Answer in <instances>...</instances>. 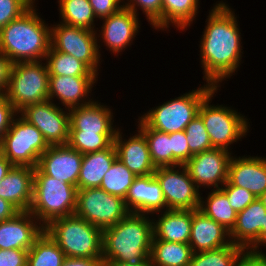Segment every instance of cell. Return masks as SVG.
<instances>
[{
	"instance_id": "6",
	"label": "cell",
	"mask_w": 266,
	"mask_h": 266,
	"mask_svg": "<svg viewBox=\"0 0 266 266\" xmlns=\"http://www.w3.org/2000/svg\"><path fill=\"white\" fill-rule=\"evenodd\" d=\"M215 89V86L207 83L203 87L149 110L139 120L147 127L163 133L185 131L186 126L198 116L203 100Z\"/></svg>"
},
{
	"instance_id": "9",
	"label": "cell",
	"mask_w": 266,
	"mask_h": 266,
	"mask_svg": "<svg viewBox=\"0 0 266 266\" xmlns=\"http://www.w3.org/2000/svg\"><path fill=\"white\" fill-rule=\"evenodd\" d=\"M217 90L218 88L203 100L198 115L204 122L212 147L228 151L229 145L246 135L249 126L245 116L235 110L222 105H209Z\"/></svg>"
},
{
	"instance_id": "22",
	"label": "cell",
	"mask_w": 266,
	"mask_h": 266,
	"mask_svg": "<svg viewBox=\"0 0 266 266\" xmlns=\"http://www.w3.org/2000/svg\"><path fill=\"white\" fill-rule=\"evenodd\" d=\"M96 78L97 76L49 75L48 99L51 101L56 96L68 110L90 104L93 101L87 99L86 102L83 98L91 93Z\"/></svg>"
},
{
	"instance_id": "48",
	"label": "cell",
	"mask_w": 266,
	"mask_h": 266,
	"mask_svg": "<svg viewBox=\"0 0 266 266\" xmlns=\"http://www.w3.org/2000/svg\"><path fill=\"white\" fill-rule=\"evenodd\" d=\"M61 266H104L103 259L65 257Z\"/></svg>"
},
{
	"instance_id": "25",
	"label": "cell",
	"mask_w": 266,
	"mask_h": 266,
	"mask_svg": "<svg viewBox=\"0 0 266 266\" xmlns=\"http://www.w3.org/2000/svg\"><path fill=\"white\" fill-rule=\"evenodd\" d=\"M35 168L13 166L0 182V198L9 201L19 211H29L33 195Z\"/></svg>"
},
{
	"instance_id": "13",
	"label": "cell",
	"mask_w": 266,
	"mask_h": 266,
	"mask_svg": "<svg viewBox=\"0 0 266 266\" xmlns=\"http://www.w3.org/2000/svg\"><path fill=\"white\" fill-rule=\"evenodd\" d=\"M18 113L43 134L49 145H68L70 114L49 99L26 105Z\"/></svg>"
},
{
	"instance_id": "53",
	"label": "cell",
	"mask_w": 266,
	"mask_h": 266,
	"mask_svg": "<svg viewBox=\"0 0 266 266\" xmlns=\"http://www.w3.org/2000/svg\"><path fill=\"white\" fill-rule=\"evenodd\" d=\"M258 199L260 200V202L263 204V206L265 207L266 209V191L261 194Z\"/></svg>"
},
{
	"instance_id": "27",
	"label": "cell",
	"mask_w": 266,
	"mask_h": 266,
	"mask_svg": "<svg viewBox=\"0 0 266 266\" xmlns=\"http://www.w3.org/2000/svg\"><path fill=\"white\" fill-rule=\"evenodd\" d=\"M116 158L117 151L114 143L105 150L83 154L77 189L100 187L104 175Z\"/></svg>"
},
{
	"instance_id": "12",
	"label": "cell",
	"mask_w": 266,
	"mask_h": 266,
	"mask_svg": "<svg viewBox=\"0 0 266 266\" xmlns=\"http://www.w3.org/2000/svg\"><path fill=\"white\" fill-rule=\"evenodd\" d=\"M178 167V170H176V166L156 167L154 172L162 189L166 210L199 209L201 197L199 189L195 186L186 167L184 165Z\"/></svg>"
},
{
	"instance_id": "19",
	"label": "cell",
	"mask_w": 266,
	"mask_h": 266,
	"mask_svg": "<svg viewBox=\"0 0 266 266\" xmlns=\"http://www.w3.org/2000/svg\"><path fill=\"white\" fill-rule=\"evenodd\" d=\"M124 200L127 209L134 213L153 214L166 209L160 183L154 174L136 176Z\"/></svg>"
},
{
	"instance_id": "35",
	"label": "cell",
	"mask_w": 266,
	"mask_h": 266,
	"mask_svg": "<svg viewBox=\"0 0 266 266\" xmlns=\"http://www.w3.org/2000/svg\"><path fill=\"white\" fill-rule=\"evenodd\" d=\"M135 177L136 176L116 158L108 172L104 175L99 188L111 195L125 199L128 189L131 187Z\"/></svg>"
},
{
	"instance_id": "40",
	"label": "cell",
	"mask_w": 266,
	"mask_h": 266,
	"mask_svg": "<svg viewBox=\"0 0 266 266\" xmlns=\"http://www.w3.org/2000/svg\"><path fill=\"white\" fill-rule=\"evenodd\" d=\"M35 0H0V30L25 13Z\"/></svg>"
},
{
	"instance_id": "1",
	"label": "cell",
	"mask_w": 266,
	"mask_h": 266,
	"mask_svg": "<svg viewBox=\"0 0 266 266\" xmlns=\"http://www.w3.org/2000/svg\"><path fill=\"white\" fill-rule=\"evenodd\" d=\"M208 17L200 41L201 67L206 82L218 88V83L232 76L239 67L243 49L238 22L227 4H216Z\"/></svg>"
},
{
	"instance_id": "2",
	"label": "cell",
	"mask_w": 266,
	"mask_h": 266,
	"mask_svg": "<svg viewBox=\"0 0 266 266\" xmlns=\"http://www.w3.org/2000/svg\"><path fill=\"white\" fill-rule=\"evenodd\" d=\"M145 215L129 212L117 224L102 230L104 262L137 263L150 259L153 221Z\"/></svg>"
},
{
	"instance_id": "17",
	"label": "cell",
	"mask_w": 266,
	"mask_h": 266,
	"mask_svg": "<svg viewBox=\"0 0 266 266\" xmlns=\"http://www.w3.org/2000/svg\"><path fill=\"white\" fill-rule=\"evenodd\" d=\"M266 209L258 198L237 213V220L230 232L231 243L245 250L257 251L261 244V229L264 226Z\"/></svg>"
},
{
	"instance_id": "50",
	"label": "cell",
	"mask_w": 266,
	"mask_h": 266,
	"mask_svg": "<svg viewBox=\"0 0 266 266\" xmlns=\"http://www.w3.org/2000/svg\"><path fill=\"white\" fill-rule=\"evenodd\" d=\"M13 165L7 160V158L0 152V182L12 169Z\"/></svg>"
},
{
	"instance_id": "51",
	"label": "cell",
	"mask_w": 266,
	"mask_h": 266,
	"mask_svg": "<svg viewBox=\"0 0 266 266\" xmlns=\"http://www.w3.org/2000/svg\"><path fill=\"white\" fill-rule=\"evenodd\" d=\"M104 266H153L151 260L137 262V263H128V262H104Z\"/></svg>"
},
{
	"instance_id": "52",
	"label": "cell",
	"mask_w": 266,
	"mask_h": 266,
	"mask_svg": "<svg viewBox=\"0 0 266 266\" xmlns=\"http://www.w3.org/2000/svg\"><path fill=\"white\" fill-rule=\"evenodd\" d=\"M266 244V216L264 220V226L261 229V245Z\"/></svg>"
},
{
	"instance_id": "28",
	"label": "cell",
	"mask_w": 266,
	"mask_h": 266,
	"mask_svg": "<svg viewBox=\"0 0 266 266\" xmlns=\"http://www.w3.org/2000/svg\"><path fill=\"white\" fill-rule=\"evenodd\" d=\"M192 254L189 244L152 240L149 258L153 266H188Z\"/></svg>"
},
{
	"instance_id": "29",
	"label": "cell",
	"mask_w": 266,
	"mask_h": 266,
	"mask_svg": "<svg viewBox=\"0 0 266 266\" xmlns=\"http://www.w3.org/2000/svg\"><path fill=\"white\" fill-rule=\"evenodd\" d=\"M206 202L200 197L199 210L220 223L229 232L236 224L237 212L230 206L226 194L221 189H212Z\"/></svg>"
},
{
	"instance_id": "15",
	"label": "cell",
	"mask_w": 266,
	"mask_h": 266,
	"mask_svg": "<svg viewBox=\"0 0 266 266\" xmlns=\"http://www.w3.org/2000/svg\"><path fill=\"white\" fill-rule=\"evenodd\" d=\"M83 154L69 145H50L37 167L46 175L77 187Z\"/></svg>"
},
{
	"instance_id": "47",
	"label": "cell",
	"mask_w": 266,
	"mask_h": 266,
	"mask_svg": "<svg viewBox=\"0 0 266 266\" xmlns=\"http://www.w3.org/2000/svg\"><path fill=\"white\" fill-rule=\"evenodd\" d=\"M12 65V61L0 52V95L8 89Z\"/></svg>"
},
{
	"instance_id": "49",
	"label": "cell",
	"mask_w": 266,
	"mask_h": 266,
	"mask_svg": "<svg viewBox=\"0 0 266 266\" xmlns=\"http://www.w3.org/2000/svg\"><path fill=\"white\" fill-rule=\"evenodd\" d=\"M20 212L9 201L0 198V222L13 218Z\"/></svg>"
},
{
	"instance_id": "36",
	"label": "cell",
	"mask_w": 266,
	"mask_h": 266,
	"mask_svg": "<svg viewBox=\"0 0 266 266\" xmlns=\"http://www.w3.org/2000/svg\"><path fill=\"white\" fill-rule=\"evenodd\" d=\"M245 249L231 243L218 249L193 253L188 266H235Z\"/></svg>"
},
{
	"instance_id": "37",
	"label": "cell",
	"mask_w": 266,
	"mask_h": 266,
	"mask_svg": "<svg viewBox=\"0 0 266 266\" xmlns=\"http://www.w3.org/2000/svg\"><path fill=\"white\" fill-rule=\"evenodd\" d=\"M116 134L69 133L68 145L81 154L93 153L109 148Z\"/></svg>"
},
{
	"instance_id": "4",
	"label": "cell",
	"mask_w": 266,
	"mask_h": 266,
	"mask_svg": "<svg viewBox=\"0 0 266 266\" xmlns=\"http://www.w3.org/2000/svg\"><path fill=\"white\" fill-rule=\"evenodd\" d=\"M77 187L44 174L38 167L34 170L33 195L29 212L39 225L75 214ZM42 221V223H40Z\"/></svg>"
},
{
	"instance_id": "31",
	"label": "cell",
	"mask_w": 266,
	"mask_h": 266,
	"mask_svg": "<svg viewBox=\"0 0 266 266\" xmlns=\"http://www.w3.org/2000/svg\"><path fill=\"white\" fill-rule=\"evenodd\" d=\"M64 259V252L43 231L28 250L26 266H61Z\"/></svg>"
},
{
	"instance_id": "38",
	"label": "cell",
	"mask_w": 266,
	"mask_h": 266,
	"mask_svg": "<svg viewBox=\"0 0 266 266\" xmlns=\"http://www.w3.org/2000/svg\"><path fill=\"white\" fill-rule=\"evenodd\" d=\"M186 138L190 150V158L198 153L212 149L209 135L202 118L196 116L185 128Z\"/></svg>"
},
{
	"instance_id": "23",
	"label": "cell",
	"mask_w": 266,
	"mask_h": 266,
	"mask_svg": "<svg viewBox=\"0 0 266 266\" xmlns=\"http://www.w3.org/2000/svg\"><path fill=\"white\" fill-rule=\"evenodd\" d=\"M103 22L101 38L114 54L126 49L131 44L130 42L137 34L140 25L137 15L125 7L104 18Z\"/></svg>"
},
{
	"instance_id": "39",
	"label": "cell",
	"mask_w": 266,
	"mask_h": 266,
	"mask_svg": "<svg viewBox=\"0 0 266 266\" xmlns=\"http://www.w3.org/2000/svg\"><path fill=\"white\" fill-rule=\"evenodd\" d=\"M129 2L123 4V7L130 9L137 15L136 6H141L152 27L162 30V0H130Z\"/></svg>"
},
{
	"instance_id": "5",
	"label": "cell",
	"mask_w": 266,
	"mask_h": 266,
	"mask_svg": "<svg viewBox=\"0 0 266 266\" xmlns=\"http://www.w3.org/2000/svg\"><path fill=\"white\" fill-rule=\"evenodd\" d=\"M44 231L65 257L102 259V230L75 214L51 221Z\"/></svg>"
},
{
	"instance_id": "32",
	"label": "cell",
	"mask_w": 266,
	"mask_h": 266,
	"mask_svg": "<svg viewBox=\"0 0 266 266\" xmlns=\"http://www.w3.org/2000/svg\"><path fill=\"white\" fill-rule=\"evenodd\" d=\"M58 2L62 23L95 31L93 24L96 16L89 0H59Z\"/></svg>"
},
{
	"instance_id": "8",
	"label": "cell",
	"mask_w": 266,
	"mask_h": 266,
	"mask_svg": "<svg viewBox=\"0 0 266 266\" xmlns=\"http://www.w3.org/2000/svg\"><path fill=\"white\" fill-rule=\"evenodd\" d=\"M50 147L43 134L21 116L12 121L0 145V152L13 166L37 167Z\"/></svg>"
},
{
	"instance_id": "30",
	"label": "cell",
	"mask_w": 266,
	"mask_h": 266,
	"mask_svg": "<svg viewBox=\"0 0 266 266\" xmlns=\"http://www.w3.org/2000/svg\"><path fill=\"white\" fill-rule=\"evenodd\" d=\"M199 0H162V30L170 23L185 29L197 15Z\"/></svg>"
},
{
	"instance_id": "10",
	"label": "cell",
	"mask_w": 266,
	"mask_h": 266,
	"mask_svg": "<svg viewBox=\"0 0 266 266\" xmlns=\"http://www.w3.org/2000/svg\"><path fill=\"white\" fill-rule=\"evenodd\" d=\"M129 212L123 198L111 195L99 187L77 191L75 215L101 230L117 224Z\"/></svg>"
},
{
	"instance_id": "34",
	"label": "cell",
	"mask_w": 266,
	"mask_h": 266,
	"mask_svg": "<svg viewBox=\"0 0 266 266\" xmlns=\"http://www.w3.org/2000/svg\"><path fill=\"white\" fill-rule=\"evenodd\" d=\"M49 75L97 76L83 62L72 55L54 50L51 46L45 57Z\"/></svg>"
},
{
	"instance_id": "20",
	"label": "cell",
	"mask_w": 266,
	"mask_h": 266,
	"mask_svg": "<svg viewBox=\"0 0 266 266\" xmlns=\"http://www.w3.org/2000/svg\"><path fill=\"white\" fill-rule=\"evenodd\" d=\"M114 144L117 151V158L135 176L154 174L156 167L152 163L147 141L144 133L140 129L138 130V134L130 137L128 141H123L118 129Z\"/></svg>"
},
{
	"instance_id": "24",
	"label": "cell",
	"mask_w": 266,
	"mask_h": 266,
	"mask_svg": "<svg viewBox=\"0 0 266 266\" xmlns=\"http://www.w3.org/2000/svg\"><path fill=\"white\" fill-rule=\"evenodd\" d=\"M70 114L69 133L116 134L113 128L111 109L98 102L68 110Z\"/></svg>"
},
{
	"instance_id": "33",
	"label": "cell",
	"mask_w": 266,
	"mask_h": 266,
	"mask_svg": "<svg viewBox=\"0 0 266 266\" xmlns=\"http://www.w3.org/2000/svg\"><path fill=\"white\" fill-rule=\"evenodd\" d=\"M138 128L144 133L150 157L155 167L172 166V145L170 134L147 127L141 120Z\"/></svg>"
},
{
	"instance_id": "43",
	"label": "cell",
	"mask_w": 266,
	"mask_h": 266,
	"mask_svg": "<svg viewBox=\"0 0 266 266\" xmlns=\"http://www.w3.org/2000/svg\"><path fill=\"white\" fill-rule=\"evenodd\" d=\"M18 111L8 101L5 94L0 95V145L7 130L10 128L15 115Z\"/></svg>"
},
{
	"instance_id": "41",
	"label": "cell",
	"mask_w": 266,
	"mask_h": 266,
	"mask_svg": "<svg viewBox=\"0 0 266 266\" xmlns=\"http://www.w3.org/2000/svg\"><path fill=\"white\" fill-rule=\"evenodd\" d=\"M227 196L230 206L237 212L244 210L256 197L247 189L231 185L228 181L220 188Z\"/></svg>"
},
{
	"instance_id": "16",
	"label": "cell",
	"mask_w": 266,
	"mask_h": 266,
	"mask_svg": "<svg viewBox=\"0 0 266 266\" xmlns=\"http://www.w3.org/2000/svg\"><path fill=\"white\" fill-rule=\"evenodd\" d=\"M35 219L29 211H20L13 218L0 222V249L29 250L44 231Z\"/></svg>"
},
{
	"instance_id": "21",
	"label": "cell",
	"mask_w": 266,
	"mask_h": 266,
	"mask_svg": "<svg viewBox=\"0 0 266 266\" xmlns=\"http://www.w3.org/2000/svg\"><path fill=\"white\" fill-rule=\"evenodd\" d=\"M230 232L199 209L192 210L189 245L193 253L218 249L231 244ZM227 239V240H226Z\"/></svg>"
},
{
	"instance_id": "44",
	"label": "cell",
	"mask_w": 266,
	"mask_h": 266,
	"mask_svg": "<svg viewBox=\"0 0 266 266\" xmlns=\"http://www.w3.org/2000/svg\"><path fill=\"white\" fill-rule=\"evenodd\" d=\"M123 0H89L93 8L96 18L104 19L118 12L123 5L120 2Z\"/></svg>"
},
{
	"instance_id": "26",
	"label": "cell",
	"mask_w": 266,
	"mask_h": 266,
	"mask_svg": "<svg viewBox=\"0 0 266 266\" xmlns=\"http://www.w3.org/2000/svg\"><path fill=\"white\" fill-rule=\"evenodd\" d=\"M163 213L156 222H153L152 240L188 244L192 225V210L167 209Z\"/></svg>"
},
{
	"instance_id": "45",
	"label": "cell",
	"mask_w": 266,
	"mask_h": 266,
	"mask_svg": "<svg viewBox=\"0 0 266 266\" xmlns=\"http://www.w3.org/2000/svg\"><path fill=\"white\" fill-rule=\"evenodd\" d=\"M28 250L0 249V266H26Z\"/></svg>"
},
{
	"instance_id": "14",
	"label": "cell",
	"mask_w": 266,
	"mask_h": 266,
	"mask_svg": "<svg viewBox=\"0 0 266 266\" xmlns=\"http://www.w3.org/2000/svg\"><path fill=\"white\" fill-rule=\"evenodd\" d=\"M230 160L229 151L212 148L193 155L184 166L198 189L201 185L220 189L227 182Z\"/></svg>"
},
{
	"instance_id": "18",
	"label": "cell",
	"mask_w": 266,
	"mask_h": 266,
	"mask_svg": "<svg viewBox=\"0 0 266 266\" xmlns=\"http://www.w3.org/2000/svg\"><path fill=\"white\" fill-rule=\"evenodd\" d=\"M227 181L233 186L247 189L258 198L266 191V158L232 156Z\"/></svg>"
},
{
	"instance_id": "46",
	"label": "cell",
	"mask_w": 266,
	"mask_h": 266,
	"mask_svg": "<svg viewBox=\"0 0 266 266\" xmlns=\"http://www.w3.org/2000/svg\"><path fill=\"white\" fill-rule=\"evenodd\" d=\"M235 266H266V255L258 251L245 250L237 259Z\"/></svg>"
},
{
	"instance_id": "42",
	"label": "cell",
	"mask_w": 266,
	"mask_h": 266,
	"mask_svg": "<svg viewBox=\"0 0 266 266\" xmlns=\"http://www.w3.org/2000/svg\"><path fill=\"white\" fill-rule=\"evenodd\" d=\"M172 166L184 165L190 159V150L185 131L170 133Z\"/></svg>"
},
{
	"instance_id": "11",
	"label": "cell",
	"mask_w": 266,
	"mask_h": 266,
	"mask_svg": "<svg viewBox=\"0 0 266 266\" xmlns=\"http://www.w3.org/2000/svg\"><path fill=\"white\" fill-rule=\"evenodd\" d=\"M96 36L95 31L60 22L51 27V47L56 51L72 55L97 74L101 54Z\"/></svg>"
},
{
	"instance_id": "3",
	"label": "cell",
	"mask_w": 266,
	"mask_h": 266,
	"mask_svg": "<svg viewBox=\"0 0 266 266\" xmlns=\"http://www.w3.org/2000/svg\"><path fill=\"white\" fill-rule=\"evenodd\" d=\"M33 5L0 30V52L12 63L45 60L51 46V26L45 25Z\"/></svg>"
},
{
	"instance_id": "7",
	"label": "cell",
	"mask_w": 266,
	"mask_h": 266,
	"mask_svg": "<svg viewBox=\"0 0 266 266\" xmlns=\"http://www.w3.org/2000/svg\"><path fill=\"white\" fill-rule=\"evenodd\" d=\"M40 63L29 61L12 65L5 95L18 112L26 105L48 100V68Z\"/></svg>"
}]
</instances>
